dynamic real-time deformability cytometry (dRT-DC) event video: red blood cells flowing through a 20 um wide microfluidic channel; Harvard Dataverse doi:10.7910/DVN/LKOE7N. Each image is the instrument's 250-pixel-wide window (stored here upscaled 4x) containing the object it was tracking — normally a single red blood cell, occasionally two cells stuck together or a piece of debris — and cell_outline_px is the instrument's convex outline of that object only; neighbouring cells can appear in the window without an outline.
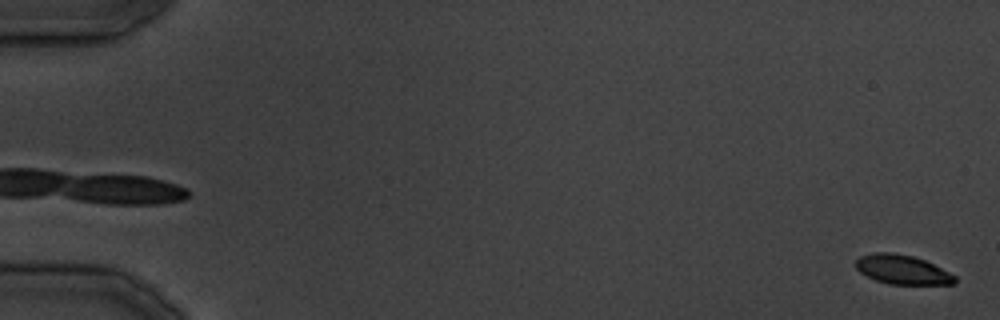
{"species": "common noctule bat (a hibernating species)", "species_latin": "Nyctalus noctula", "temperature_condition": "cold", "stored_images_in_passage": 6, "camera_frame_rate_fps": 3000, "um_per_image_px": 0.085, "animal": {"sex": "male", "body_mass_g": 19.5, "forearm_length_mm": 54.6}, "frame": {"image": 1, "passage_image": 1, "time_ms": 0.0, "image_size_px": [1000, 320], "cell_outline_px": [[956, 284], [888, 284], [876, 280], [860, 272], [856, 268], [856, 260], [860, 256], [872, 252], [892, 252], [912, 256], [924, 260], [956, 276]], "centroid_in_image_um": [76.68, 22.91], "position_along_channel_um": 8.3, "area_um2": 16.76}}